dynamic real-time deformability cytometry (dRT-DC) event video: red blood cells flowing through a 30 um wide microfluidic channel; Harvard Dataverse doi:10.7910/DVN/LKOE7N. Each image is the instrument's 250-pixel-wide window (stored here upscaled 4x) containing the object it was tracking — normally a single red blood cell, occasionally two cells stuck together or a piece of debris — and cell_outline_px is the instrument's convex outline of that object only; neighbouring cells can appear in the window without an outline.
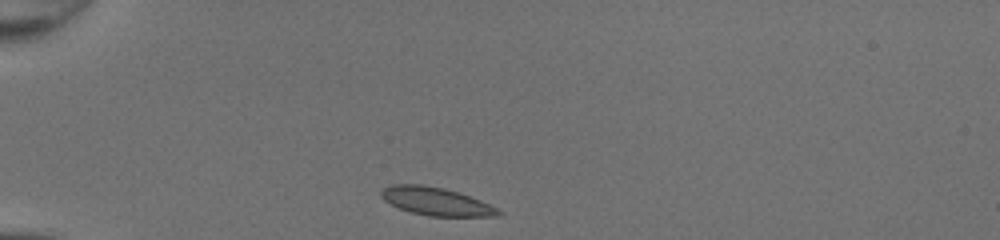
{"species": "common noctule bat (a hibernating species)", "species_latin": "Nyctalus noctula", "temperature_condition": "room temperature", "stored_images_in_passage": 30, "camera_frame_rate_fps": 3000, "um_per_image_px": 0.085, "animal": {"sex": "female", "body_mass_g": 20.0, "forearm_length_mm": 54.0}, "frame": {"image": 1, "passage_image": 1, "time_ms": 0.0, "image_size_px": [1000, 240], "cell_outline_px": [[504, 212], [500, 216], [428, 216], [412, 212], [400, 208], [384, 200], [380, 196], [380, 192], [384, 188], [392, 184], [420, 184], [444, 188], [480, 200]], "centroid_in_image_um": [37.06, 17.12], "position_along_channel_um": 47.9, "area_um2": 18.9}}
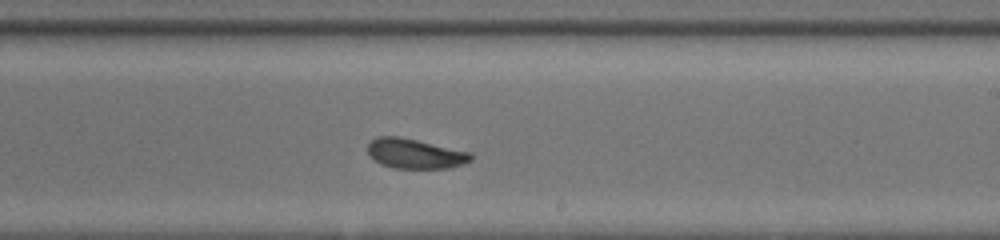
{"frame": {"image": 2, "passage_image": 18, "time_ms": 5.667, "image_size_px": [1000, 240], "cell_outline_px": [[472, 160], [464, 164], [448, 168], [392, 168], [380, 164], [368, 152], [368, 144], [376, 136], [400, 136], [472, 152]], "centroid_in_image_um": [35.31, 13.05], "position_along_channel_um": 253.7, "area_um2": 18.03}}
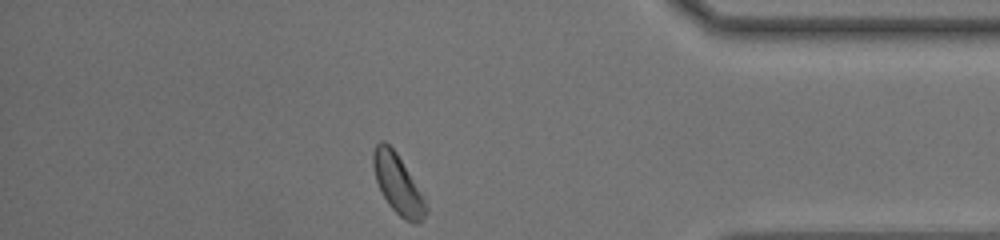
{"frame": {"image": 3, "passage_image": 30, "time_ms": 9.667, "image_size_px": [1000, 240], "cell_outline_px": [[428, 212], [416, 224], [412, 224], [404, 220], [388, 204], [376, 180], [372, 164], [372, 152], [376, 144], [380, 140], [384, 140], [396, 152], [424, 200], [428, 208]], "centroid_in_image_um": [33.78, 15.65], "position_along_channel_um": 401.4, "area_um2": 17.74}, "authors_computed_cell_mechanics": {"area_um2": 18.1492, "velocity_mm_per_s": 4.2812, "shape_relaxation_time_tau1_ms": 2.4589, "shape_relaxation_time_tau2_ms": 1.0879, "deformation_change_tau1": 0.1092, "deformation_change_tau2": 0.0602}}